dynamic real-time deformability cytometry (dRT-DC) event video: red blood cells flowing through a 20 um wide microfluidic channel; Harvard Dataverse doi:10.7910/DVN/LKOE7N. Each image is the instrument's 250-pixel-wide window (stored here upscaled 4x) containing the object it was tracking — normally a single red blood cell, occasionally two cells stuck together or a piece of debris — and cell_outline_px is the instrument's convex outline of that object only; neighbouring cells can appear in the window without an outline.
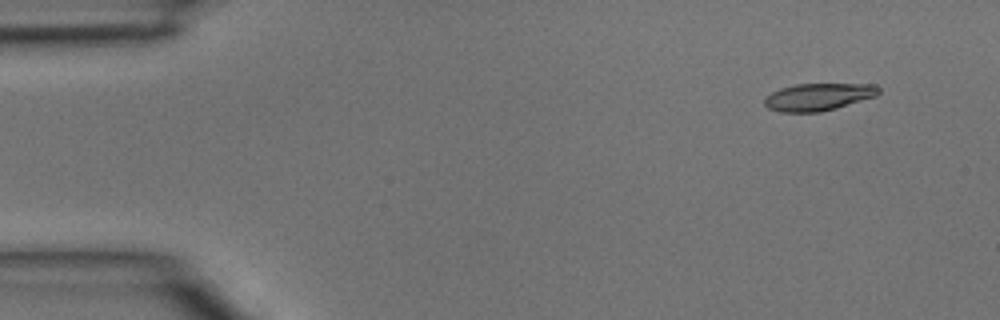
{"species": "common noctule bat (a hibernating species)", "species_latin": "Nyctalus noctula", "temperature_condition": "room temperature", "stored_images_in_passage": 4, "camera_frame_rate_fps": 3000, "um_per_image_px": 0.085, "animal": {"sex": "male", "body_mass_g": 15.6}, "frame": {"image": 1, "passage_image": 1, "time_ms": 0.0, "image_size_px": [1000, 320], "cell_outline_px": [[880, 92], [876, 96], [836, 108], [820, 112], [780, 112], [768, 108], [764, 104], [764, 96], [780, 88], [796, 84], [876, 84], [880, 88]], "centroid_in_image_um": [69.54, 8.23], "position_along_channel_um": 15.5, "area_um2": 18.26}}